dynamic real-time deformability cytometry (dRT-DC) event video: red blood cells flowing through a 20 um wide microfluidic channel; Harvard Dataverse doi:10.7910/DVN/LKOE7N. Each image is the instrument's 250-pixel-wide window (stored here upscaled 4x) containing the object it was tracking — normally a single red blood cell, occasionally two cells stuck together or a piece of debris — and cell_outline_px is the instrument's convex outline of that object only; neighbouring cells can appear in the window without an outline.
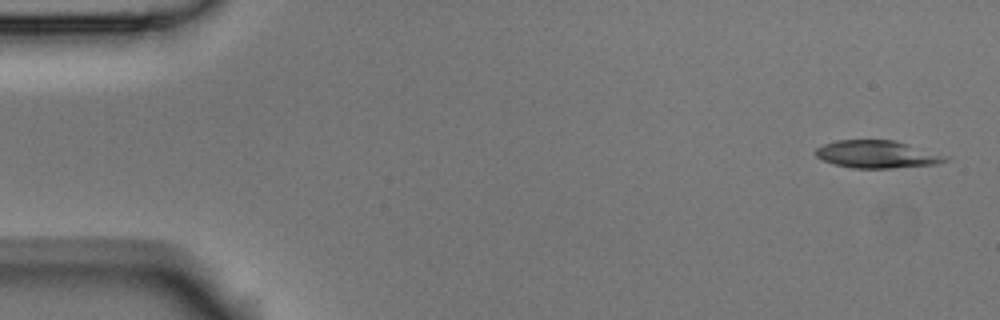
{"species": "Egyptian fruit bat (a non-hibernating species)", "species_latin": "Rousettus aegyptiacus", "temperature_condition": "room temperature", "stored_images_in_passage": 7, "camera_frame_rate_fps": 3000, "um_per_image_px": 0.085, "animal": {"sex": "male"}, "frame": {"image": 1, "passage_image": 1, "time_ms": 0.0, "image_size_px": [1000, 320], "cell_outline_px": [[948, 160], [936, 164], [892, 168], [852, 168], [836, 164], [824, 160], [816, 156], [816, 148], [824, 144], [836, 140], [896, 140], [948, 156]], "centroid_in_image_um": [74.56, 13.11], "position_along_channel_um": 10.4, "area_um2": 20.69}}
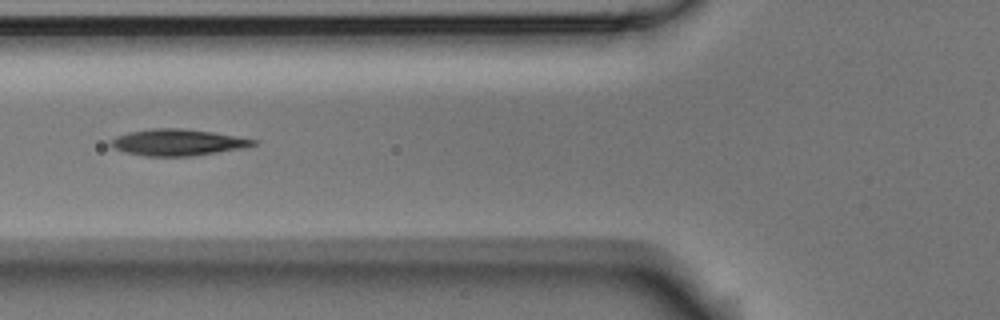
{"frame": {"image": 2, "passage_image": 6, "time_ms": 1.667, "image_size_px": [1000, 320], "cell_outline_px": [[260, 140], [256, 144], [244, 148], [188, 156], [144, 156], [124, 152], [112, 148], [108, 144], [108, 140], [116, 136], [128, 132], [152, 128], [180, 128], [212, 132]], "centroid_in_image_um": [15.04, 12.1], "position_along_channel_um": 110.8, "area_um2": 22.08}}
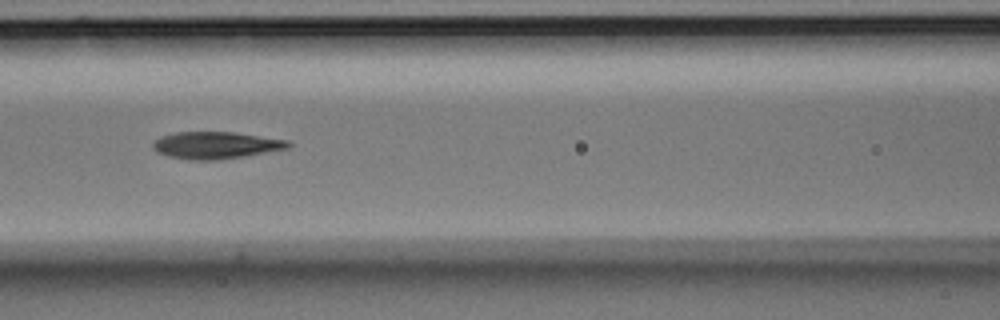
{"frame": {"image": 3, "passage_image": 7, "time_ms": 2.0, "image_size_px": [1000, 320], "cell_outline_px": [[292, 144], [288, 148], [244, 156], [216, 160], [188, 160], [168, 156], [156, 152], [152, 148], [152, 144], [160, 136], [176, 132], [232, 132], [288, 140]], "centroid_in_image_um": [18.31, 12.35], "position_along_channel_um": 148.3, "area_um2": 21.27}}